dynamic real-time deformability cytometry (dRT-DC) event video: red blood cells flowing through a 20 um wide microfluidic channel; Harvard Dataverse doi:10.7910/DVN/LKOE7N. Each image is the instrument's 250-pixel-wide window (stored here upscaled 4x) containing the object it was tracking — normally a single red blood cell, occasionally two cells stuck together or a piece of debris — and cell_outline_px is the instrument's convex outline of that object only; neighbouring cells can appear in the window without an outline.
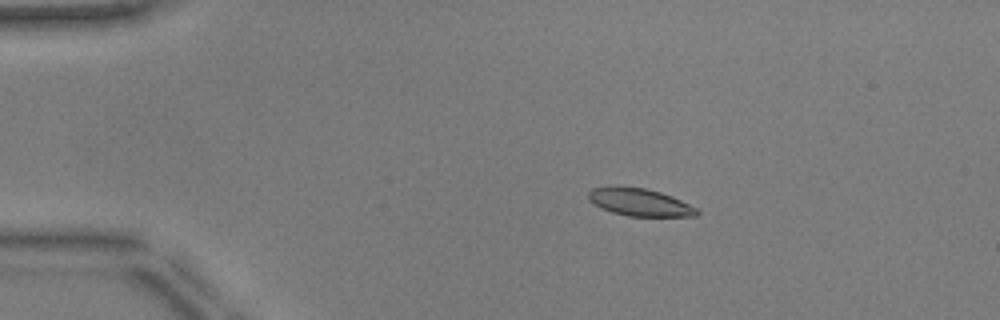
{"species": "common noctule bat (a hibernating species)", "species_latin": "Nyctalus noctula", "temperature_condition": "warm", "stored_images_in_passage": 43, "camera_frame_rate_fps": 3000, "um_per_image_px": 0.085, "animal": {"sex": "male", "body_mass_g": 17.9, "forearm_length_mm": 54.2}, "frame": {"image": 1, "passage_image": 1, "time_ms": 0.0, "image_size_px": [1000, 320], "cell_outline_px": [[700, 212], [696, 216], [628, 216], [612, 212], [588, 200], [588, 192], [592, 188], [620, 184], [644, 188], [660, 192], [672, 196], [696, 208]], "centroid_in_image_um": [54.34, 17.16], "position_along_channel_um": 30.7, "area_um2": 17.51}}
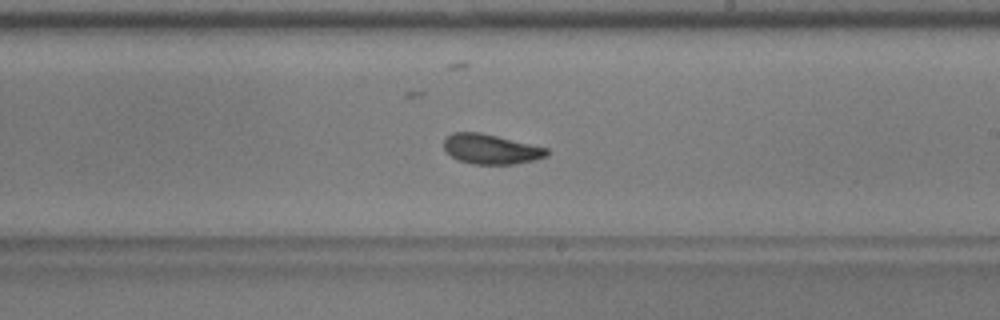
{"frame": {"image": 2, "passage_image": 22, "time_ms": 7.0, "image_size_px": [1000, 320], "cell_outline_px": [[548, 156], [536, 160], [512, 164], [472, 164], [460, 160], [452, 156], [444, 148], [444, 140], [452, 132], [480, 132], [548, 148]], "centroid_in_image_um": [41.75, 12.67], "position_along_channel_um": 247.3, "area_um2": 17.8}}
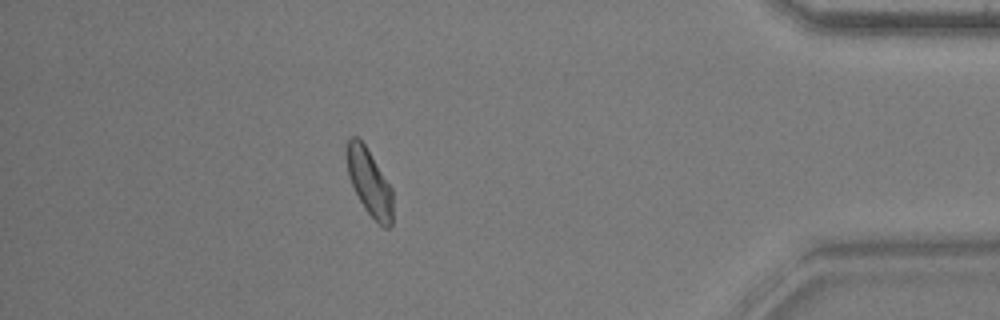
{"frame": {"image": 3, "passage_image": 37, "time_ms": 12.0, "image_size_px": [1000, 320], "cell_outline_px": [[392, 224], [388, 228], [384, 228], [364, 208], [348, 176], [344, 156], [348, 136], [356, 136], [364, 144], [392, 188]], "centroid_in_image_um": [31.36, 15.45], "position_along_channel_um": 403.8, "area_um2": 17.86}, "authors_computed_cell_mechanics": {"area_um2": 18.3226, "velocity_mm_per_s": 3.9329, "shape_relaxation_time_tau1_ms": 4.6951, "shape_relaxation_time_tau2_ms": 2.1836, "deformation_change_tau1": 0.1191, "deformation_change_tau2": 0.082}}